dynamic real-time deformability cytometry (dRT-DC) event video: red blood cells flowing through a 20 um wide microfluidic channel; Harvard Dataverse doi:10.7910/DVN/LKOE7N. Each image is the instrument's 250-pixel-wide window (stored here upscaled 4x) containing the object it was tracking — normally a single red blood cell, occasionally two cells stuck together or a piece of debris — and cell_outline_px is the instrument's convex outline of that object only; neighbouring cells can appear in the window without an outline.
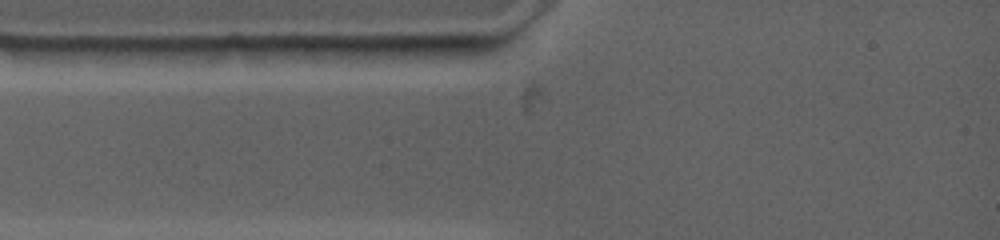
{"species": "common noctule bat (a hibernating species)", "species_latin": "Nyctalus noctula", "temperature_condition": "warm", "stored_images_in_passage": 2, "camera_frame_rate_fps": 4500, "um_per_image_px": 0.085, "animal": {"sex": "female", "body_mass_g": 19.0, "forearm_length_mm": 53.3}, "frame": {"image": 1, "passage_image": 1, "time_ms": 0.0, "image_size_px": [1000, 240], "cell_outline_px": [[432, 48], [404, 56], [312, 56], [280, 48], [292, 44], [432, 44]], "centroid_in_image_um": [30.4, 4.21], "position_along_channel_um": 54.6, "area_um2": 11.27}}